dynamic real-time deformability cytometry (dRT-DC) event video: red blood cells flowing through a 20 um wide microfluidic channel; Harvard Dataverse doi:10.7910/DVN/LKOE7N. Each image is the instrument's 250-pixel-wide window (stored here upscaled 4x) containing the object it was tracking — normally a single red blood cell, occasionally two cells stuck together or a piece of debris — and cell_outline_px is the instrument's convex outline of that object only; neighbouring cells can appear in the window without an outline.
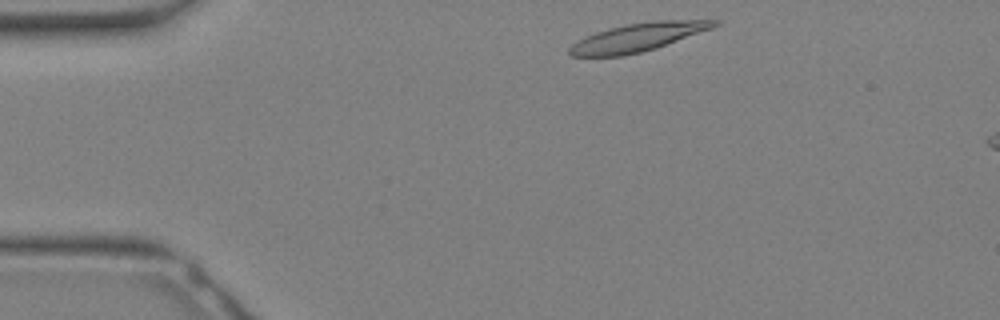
{"species": "Egyptian fruit bat (a non-hibernating species)", "species_latin": "Rousettus aegyptiacus", "temperature_condition": "warm", "stored_images_in_passage": 7, "camera_frame_rate_fps": 3000, "um_per_image_px": 0.085, "animal": {"sex": "female"}, "frame": {"image": 1, "passage_image": 1, "time_ms": 0.0, "image_size_px": [1000, 320], "cell_outline_px": [[720, 24], [712, 28], [656, 48], [624, 56], [572, 56], [568, 52], [568, 48], [572, 44], [596, 32], [628, 24], [656, 20], [720, 20]], "centroid_in_image_um": [54.24, 3.17], "position_along_channel_um": 30.8, "area_um2": 23.41}}
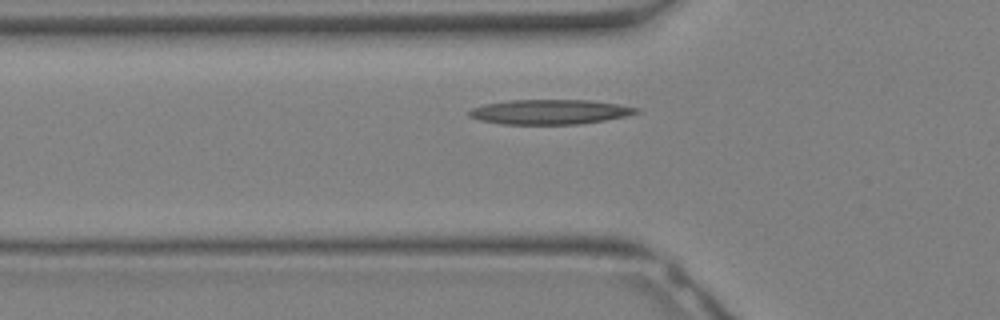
{"frame": {"image": 2, "passage_image": 6, "time_ms": 1.667, "image_size_px": [1000, 320], "cell_outline_px": [[640, 112], [624, 116], [604, 120], [576, 124], [500, 124], [480, 120], [468, 116], [468, 112], [472, 108], [484, 104], [512, 100], [592, 100], [640, 108]], "centroid_in_image_um": [46.71, 9.51], "position_along_channel_um": 79.1, "area_um2": 23.99}}